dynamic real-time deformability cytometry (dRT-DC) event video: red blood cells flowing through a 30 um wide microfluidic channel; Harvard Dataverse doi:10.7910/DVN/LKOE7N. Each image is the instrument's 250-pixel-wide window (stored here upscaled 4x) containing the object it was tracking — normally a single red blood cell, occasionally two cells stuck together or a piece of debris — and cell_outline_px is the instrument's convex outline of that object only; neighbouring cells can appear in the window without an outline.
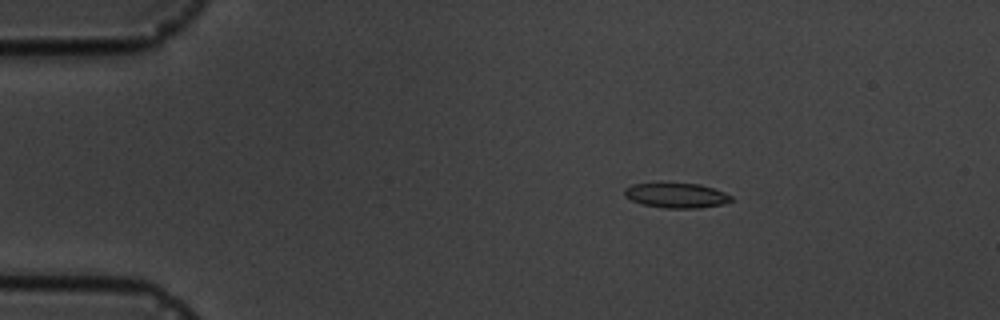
{"species": "common noctule bat (a hibernating species)", "species_latin": "Nyctalus noctula", "temperature_condition": "cold", "stored_images_in_passage": 4, "camera_frame_rate_fps": 3000, "um_per_image_px": 0.085, "animal": {"sex": "male", "body_mass_g": 19.5, "forearm_length_mm": 54.6}, "frame": {"image": 1, "passage_image": 2, "time_ms": 1.333, "image_size_px": [1000, 320], "cell_outline_px": [[732, 200], [724, 204], [700, 208], [668, 208], [644, 204], [632, 200], [624, 196], [624, 188], [632, 184], [656, 180], [660, 180], [700, 184], [724, 192], [732, 196]], "centroid_in_image_um": [57.44, 16.55], "position_along_channel_um": 27.6, "area_um2": 16.24}}